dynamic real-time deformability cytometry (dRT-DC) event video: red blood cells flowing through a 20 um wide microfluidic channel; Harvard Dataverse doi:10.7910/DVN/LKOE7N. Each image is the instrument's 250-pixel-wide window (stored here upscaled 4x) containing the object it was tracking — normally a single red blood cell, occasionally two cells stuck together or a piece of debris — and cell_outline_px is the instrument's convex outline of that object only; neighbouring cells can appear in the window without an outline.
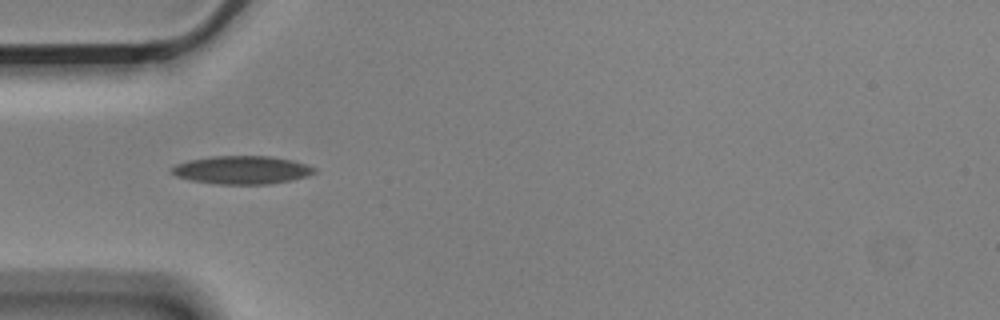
{"species": "Egyptian fruit bat (a non-hibernating species)", "species_latin": "Rousettus aegyptiacus", "temperature_condition": "cold", "stored_images_in_passage": 6, "camera_frame_rate_fps": 3000, "um_per_image_px": 0.085, "animal": {"sex": "male"}, "frame": {"image": 1, "passage_image": 5, "time_ms": 1.333, "image_size_px": [1000, 320], "cell_outline_px": [[316, 172], [308, 176], [292, 180], [268, 184], [220, 184], [192, 180], [176, 176], [172, 172], [172, 168], [176, 164], [188, 160], [212, 156], [268, 156], [292, 160], [308, 164], [316, 168]], "centroid_in_image_um": [20.61, 14.44], "position_along_channel_um": 64.4, "area_um2": 23.35}}
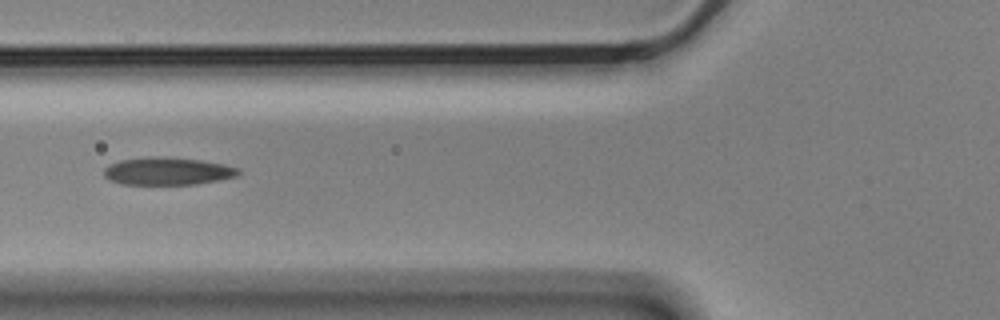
{"frame": {"image": 2, "passage_image": 6, "time_ms": 1.667, "image_size_px": [1000, 320], "cell_outline_px": [[240, 172], [236, 176], [220, 180], [196, 184], [120, 184], [108, 180], [104, 176], [104, 168], [108, 164], [120, 160], [200, 160], [224, 164], [240, 168]], "centroid_in_image_um": [14.26, 14.61], "position_along_channel_um": 111.5, "area_um2": 20.52}}